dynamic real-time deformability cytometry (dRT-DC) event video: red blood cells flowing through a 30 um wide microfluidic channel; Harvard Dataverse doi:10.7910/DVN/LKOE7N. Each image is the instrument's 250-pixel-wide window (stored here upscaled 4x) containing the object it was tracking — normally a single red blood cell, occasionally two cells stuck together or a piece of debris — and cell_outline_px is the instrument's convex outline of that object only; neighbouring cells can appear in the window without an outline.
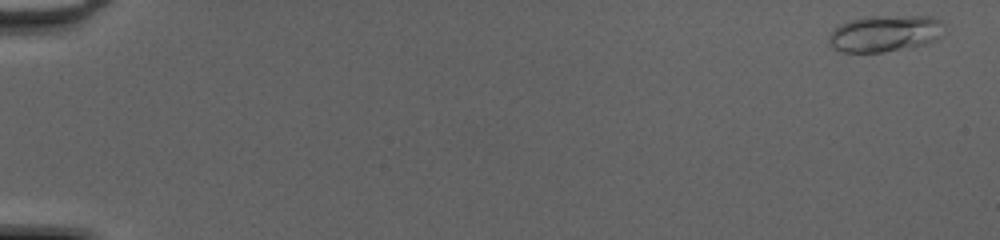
{"species": "common noctule bat (a hibernating species)", "species_latin": "Nyctalus noctula", "temperature_condition": "cold", "stored_images_in_passage": 51, "camera_frame_rate_fps": 3000, "um_per_image_px": 0.085, "animal": {"sex": "female", "body_mass_g": 20.0, "forearm_length_mm": 54.0}, "frame": {"image": 1, "passage_image": 2, "time_ms": 0.333, "image_size_px": [1000, 240], "cell_outline_px": [[944, 24], [940, 36], [924, 44], [884, 52], [840, 52], [828, 40], [828, 36], [840, 24], [852, 20], [868, 16], [932, 16], [940, 20]], "centroid_in_image_um": [75.22, 2.83], "position_along_channel_um": 9.8, "area_um2": 24.22}}
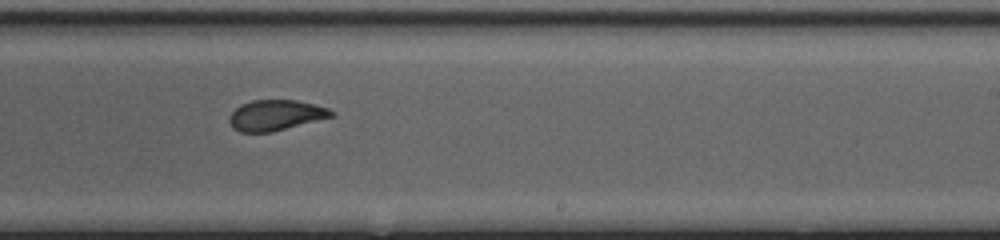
{"frame": {"image": 2, "passage_image": 33, "time_ms": 10.667, "image_size_px": [1000, 240], "cell_outline_px": [[336, 116], [272, 132], [240, 132], [232, 128], [228, 120], [228, 116], [240, 104], [252, 100], [296, 100], [328, 108], [336, 112]], "centroid_in_image_um": [23.43, 9.8], "position_along_channel_um": 265.6, "area_um2": 18.38}}
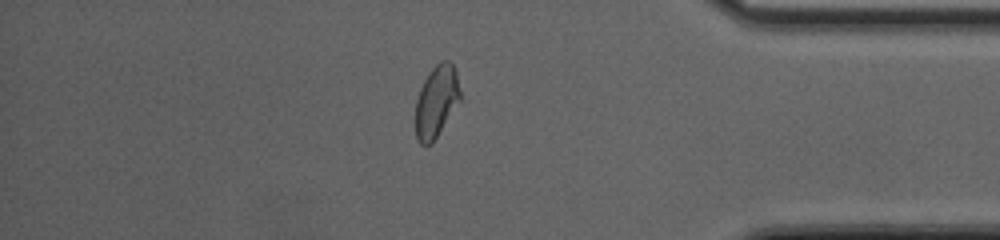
{"frame": {"image": 3, "passage_image": 44, "time_ms": 14.333, "image_size_px": [1000, 240], "cell_outline_px": [[460, 100], [432, 144], [420, 144], [416, 140], [416, 100], [420, 88], [428, 72], [440, 60], [448, 60], [452, 64], [456, 72], [460, 92]], "centroid_in_image_um": [37.08, 8.61], "position_along_channel_um": 398.1, "area_um2": 18.61}, "authors_computed_cell_mechanics": {"area_um2": 19.7676, "velocity_mm_per_s": 4.2148, "shape_relaxation_time_tau1_ms": 4.0167, "shape_relaxation_time_tau2_ms": 0.7842, "deformation_change_tau1": 0.1499, "deformation_change_tau2": 0.0718}}